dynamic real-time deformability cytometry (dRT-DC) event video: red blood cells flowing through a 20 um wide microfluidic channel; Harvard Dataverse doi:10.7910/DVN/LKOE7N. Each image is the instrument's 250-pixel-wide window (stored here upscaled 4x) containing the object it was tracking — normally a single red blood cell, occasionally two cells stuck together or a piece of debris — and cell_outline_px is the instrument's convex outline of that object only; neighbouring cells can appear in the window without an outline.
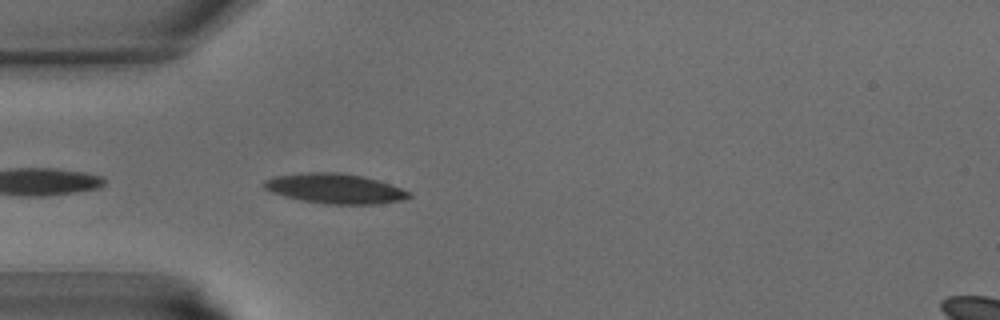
{"species": "common noctule bat (a hibernating species)", "species_latin": "Nyctalus noctula", "temperature_condition": "warm", "stored_images_in_passage": 12, "camera_frame_rate_fps": 3000, "um_per_image_px": 0.085, "animal": {"sex": "male", "body_mass_g": 15.6}, "frame": {"image": 1, "passage_image": 1, "time_ms": 0.0, "image_size_px": [1000, 320], "cell_outline_px": [[412, 196], [400, 200], [376, 204], [328, 204], [304, 200], [284, 196], [272, 192], [264, 188], [260, 184], [264, 180], [272, 176], [300, 172], [340, 172], [364, 176], [412, 192]], "centroid_in_image_um": [28.41, 16.01], "position_along_channel_um": 56.6, "area_um2": 25.32}}